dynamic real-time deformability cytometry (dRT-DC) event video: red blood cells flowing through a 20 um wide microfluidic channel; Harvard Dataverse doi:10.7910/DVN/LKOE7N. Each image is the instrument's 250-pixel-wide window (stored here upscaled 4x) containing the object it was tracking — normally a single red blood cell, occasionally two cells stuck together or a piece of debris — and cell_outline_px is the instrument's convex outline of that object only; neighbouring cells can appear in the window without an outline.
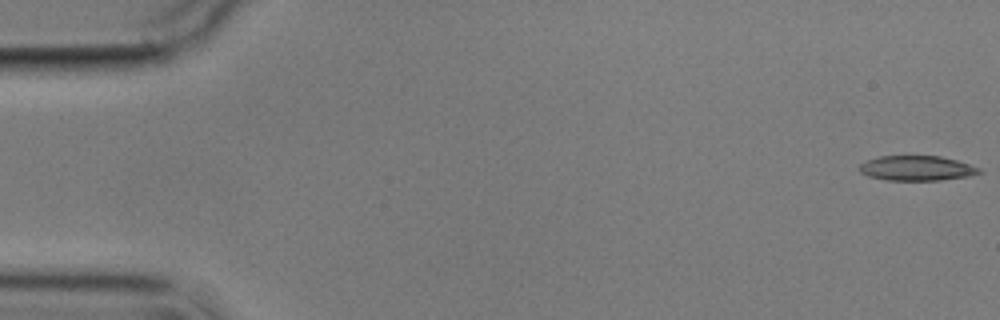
{"species": "common noctule bat (a hibernating species)", "species_latin": "Nyctalus noctula", "temperature_condition": "cold", "stored_images_in_passage": 7, "camera_frame_rate_fps": 3000, "um_per_image_px": 0.085, "animal": {"sex": "male", "body_mass_g": 17.9}, "frame": {"image": 1, "passage_image": 1, "time_ms": 0.0, "image_size_px": [1000, 320], "cell_outline_px": [[984, 172], [972, 176], [940, 180], [884, 180], [868, 176], [860, 172], [856, 168], [860, 164], [868, 160], [880, 156], [940, 156], [956, 160], [980, 168]], "centroid_in_image_um": [77.92, 14.3], "position_along_channel_um": 7.1, "area_um2": 17.51}}
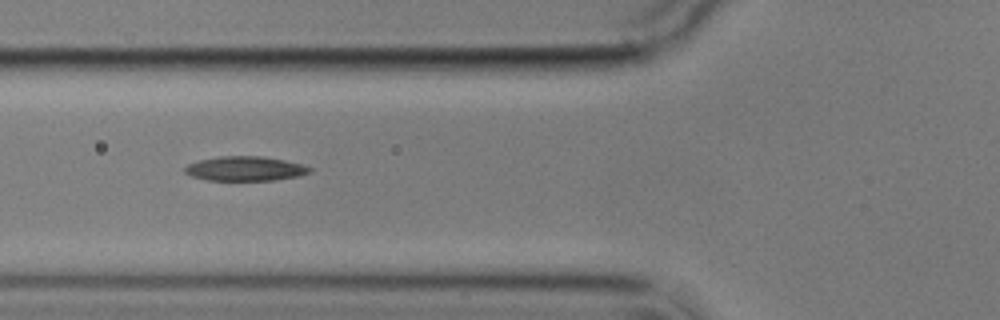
{"frame": {"image": 2, "passage_image": 6, "time_ms": 6.667, "image_size_px": [1000, 320], "cell_outline_px": [[312, 172], [300, 176], [276, 180], [208, 180], [192, 176], [184, 172], [184, 168], [188, 164], [200, 160], [220, 156], [264, 156], [284, 160], [300, 164], [312, 168]], "centroid_in_image_um": [20.87, 14.33], "position_along_channel_um": 104.9, "area_um2": 17.8}}
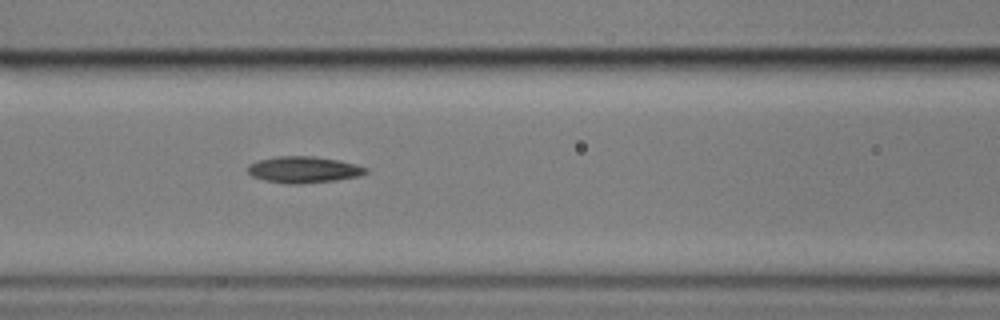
{"frame": {"image": 3, "passage_image": 7, "time_ms": 7.667, "image_size_px": [1000, 320], "cell_outline_px": [[368, 172], [360, 176], [336, 180], [296, 184], [288, 184], [264, 180], [252, 176], [248, 172], [248, 164], [256, 160], [276, 156], [316, 156], [340, 160], [356, 164], [368, 168]], "centroid_in_image_um": [25.81, 14.41], "position_along_channel_um": 140.8, "area_um2": 18.38}}